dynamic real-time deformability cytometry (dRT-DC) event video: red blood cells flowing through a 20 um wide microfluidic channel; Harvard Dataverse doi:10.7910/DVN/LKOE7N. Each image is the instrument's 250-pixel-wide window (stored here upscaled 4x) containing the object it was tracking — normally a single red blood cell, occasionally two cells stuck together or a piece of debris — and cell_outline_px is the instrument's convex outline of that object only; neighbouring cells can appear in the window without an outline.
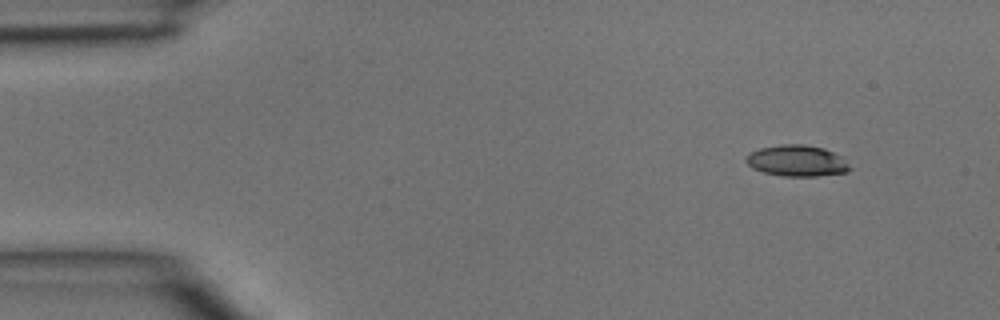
{"species": "common noctule bat (a hibernating species)", "species_latin": "Nyctalus noctula", "temperature_condition": "room temperature", "stored_images_in_passage": 3, "camera_frame_rate_fps": 3000, "um_per_image_px": 0.085, "animal": {"sex": "male", "body_mass_g": 15.6}, "frame": {"image": 1, "passage_image": 1, "time_ms": 0.0, "image_size_px": [1000, 320], "cell_outline_px": [[852, 168], [848, 172], [816, 176], [784, 176], [764, 172], [752, 168], [744, 160], [752, 152], [760, 148], [780, 144], [804, 144], [824, 148], [840, 156]], "centroid_in_image_um": [67.75, 13.66], "position_along_channel_um": 17.3, "area_um2": 18.73}}
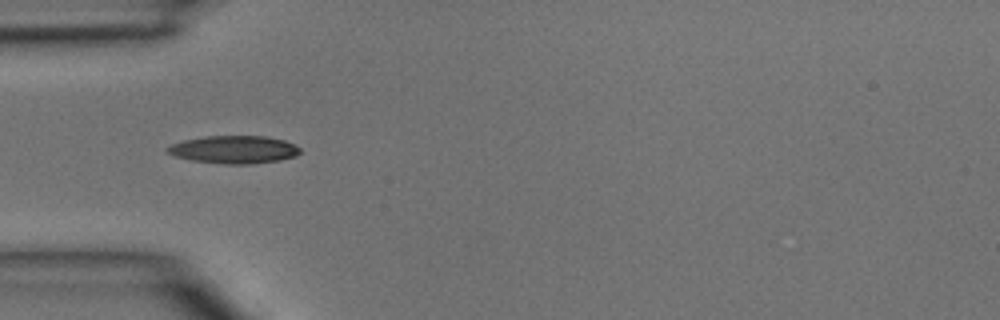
{"frame": {"image": 2, "passage_image": 3, "time_ms": 0.667, "image_size_px": [1000, 320], "cell_outline_px": [[300, 152], [296, 156], [280, 160], [252, 164], [220, 164], [192, 160], [176, 156], [164, 152], [164, 148], [172, 144], [184, 140], [204, 136], [264, 136], [284, 140], [300, 148]], "centroid_in_image_um": [19.85, 12.72], "position_along_channel_um": 65.1, "area_um2": 21.56}}